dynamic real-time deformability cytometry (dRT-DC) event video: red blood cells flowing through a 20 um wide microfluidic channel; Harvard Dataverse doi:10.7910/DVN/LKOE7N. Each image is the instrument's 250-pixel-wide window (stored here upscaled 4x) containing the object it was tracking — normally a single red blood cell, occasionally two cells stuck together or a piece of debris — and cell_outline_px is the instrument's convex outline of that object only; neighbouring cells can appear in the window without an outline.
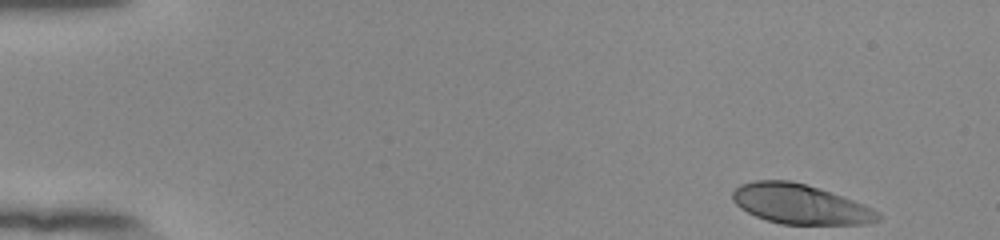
{"species": "human", "species_latin": "Homo sapiens", "temperature_condition": "room temperature", "stored_images_in_passage": 50, "camera_frame_rate_fps": 3000, "um_per_image_px": 0.085, "donor": {"sex": "female"}, "frame": {"image": 1, "passage_image": 1, "time_ms": 0.0, "image_size_px": [1000, 240], "cell_outline_px": [[880, 220], [864, 224], [780, 224], [764, 220], [740, 208], [732, 200], [732, 192], [740, 184], [756, 180], [788, 180], [820, 188], [864, 204], [880, 212]], "centroid_in_image_um": [68.0, 17.35], "position_along_channel_um": 17.0, "area_um2": 33.76}}
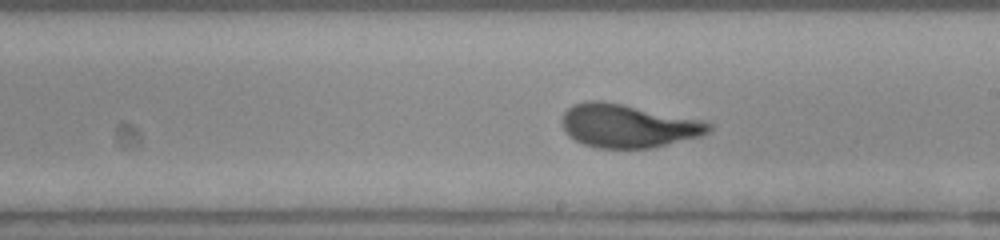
{"frame": {"image": 2, "passage_image": 28, "time_ms": 9.0, "image_size_px": [1000, 240], "cell_outline_px": [[712, 128], [708, 132], [700, 136], [652, 148], [596, 148], [584, 144], [568, 136], [560, 120], [564, 112], [572, 104], [584, 100], [600, 100], [624, 104], [704, 120], [712, 124]], "centroid_in_image_um": [53.36, 10.68], "position_along_channel_um": 235.6, "area_um2": 37.4}}
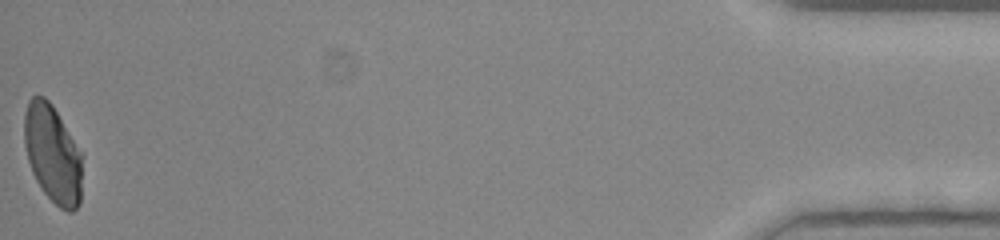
{"frame": {"image": 3, "passage_image": 50, "time_ms": 16.333, "image_size_px": [1000, 240], "cell_outline_px": [[80, 204], [72, 212], [68, 212], [60, 208], [44, 192], [36, 180], [32, 172], [28, 160], [24, 144], [24, 112], [28, 100], [32, 96], [44, 96], [52, 104], [80, 152]], "centroid_in_image_um": [4.43, 13.06], "position_along_channel_um": 430.8, "area_um2": 32.54}, "authors_computed_cell_mechanics": {"area_um2": 35.547, "velocity_mm_per_s": 3.8879, "shape_relaxation_time_tau1_ms": 4.7715, "shape_relaxation_time_tau2_ms": null, "deformation_change_tau1": 0.2082, "deformation_change_tau2": null}}